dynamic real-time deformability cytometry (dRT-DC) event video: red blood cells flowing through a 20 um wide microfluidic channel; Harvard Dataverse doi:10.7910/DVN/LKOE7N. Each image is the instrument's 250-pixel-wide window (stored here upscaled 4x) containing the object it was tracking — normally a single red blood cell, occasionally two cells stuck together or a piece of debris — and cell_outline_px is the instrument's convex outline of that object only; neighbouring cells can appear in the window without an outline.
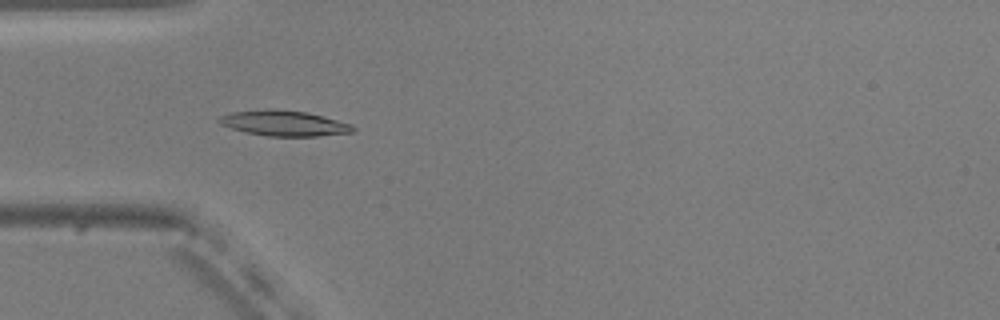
{"species": "common noctule bat (a hibernating species)", "species_latin": "Nyctalus noctula", "temperature_condition": "warm", "stored_images_in_passage": 40, "camera_frame_rate_fps": 3000, "um_per_image_px": 0.085, "animal": {"sex": "male", "body_mass_g": 20.5, "forearm_length_mm": 52.5}, "frame": {"image": 1, "passage_image": 2, "time_ms": 0.333, "image_size_px": [1000, 320], "cell_outline_px": [[356, 128], [352, 132], [316, 136], [268, 136], [244, 132], [220, 124], [216, 120], [220, 116], [232, 112], [308, 112], [352, 124]], "centroid_in_image_um": [24.19, 10.53], "position_along_channel_um": 60.8, "area_um2": 18.79}}
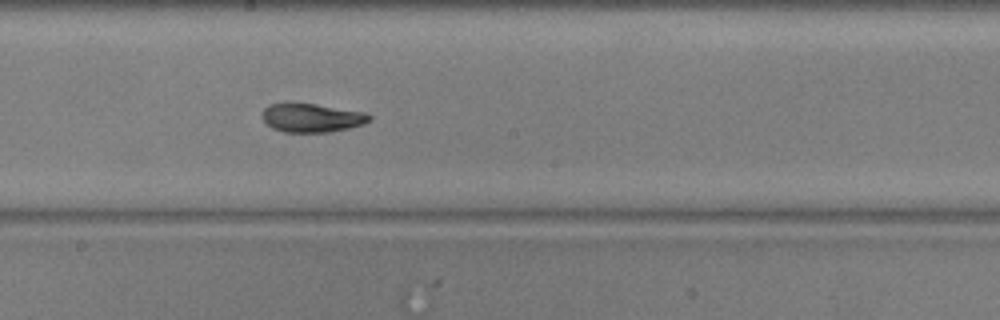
{"frame": {"image": 2, "passage_image": 15, "time_ms": 4.667, "image_size_px": [1000, 320], "cell_outline_px": [[372, 120], [364, 124], [348, 128], [328, 132], [284, 132], [272, 128], [260, 116], [260, 112], [268, 104], [292, 100], [364, 112], [372, 116]], "centroid_in_image_um": [26.43, 9.97], "position_along_channel_um": 221.8, "area_um2": 18.55}}
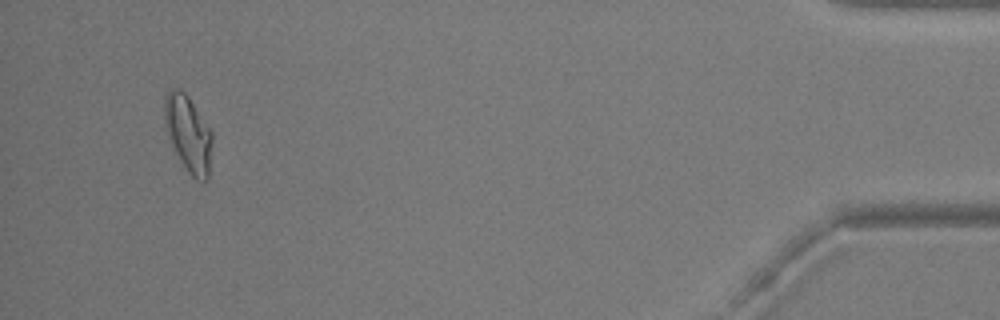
{"frame": {"image": 3, "passage_image": 37, "time_ms": 12.0, "image_size_px": [1000, 320], "cell_outline_px": [[212, 140], [208, 180], [196, 180], [188, 172], [180, 160], [176, 152], [164, 124], [164, 96], [172, 88], [176, 88], [184, 92], [188, 96], [212, 132]], "centroid_in_image_um": [16.0, 11.35], "position_along_channel_um": 419.2, "area_um2": 20.92}, "authors_computed_cell_mechanics": {"area_um2": 18.6694, "velocity_mm_per_s": 3.7292, "shape_relaxation_time_tau1_ms": 4.6968, "shape_relaxation_time_tau2_ms": 2.5195, "deformation_change_tau1": 0.1697, "deformation_change_tau2": 0.0884}}